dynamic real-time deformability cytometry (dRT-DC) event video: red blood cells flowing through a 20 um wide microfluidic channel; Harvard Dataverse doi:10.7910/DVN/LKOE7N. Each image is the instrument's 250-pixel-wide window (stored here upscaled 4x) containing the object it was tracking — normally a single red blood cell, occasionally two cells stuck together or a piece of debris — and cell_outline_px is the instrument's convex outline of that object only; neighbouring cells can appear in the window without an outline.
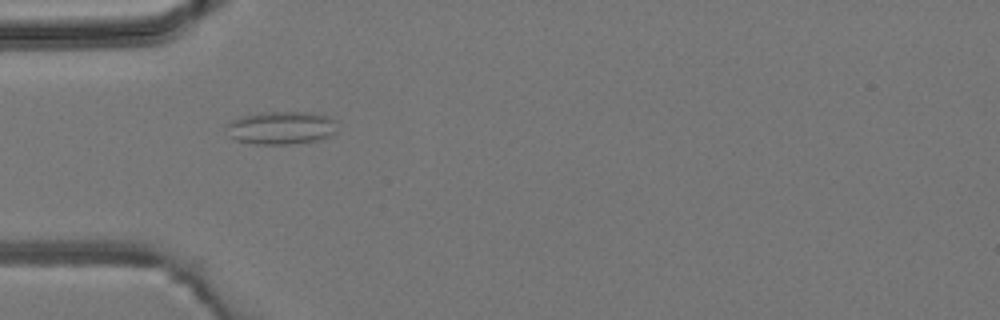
{"species": "common noctule bat (a hibernating species)", "species_latin": "Nyctalus noctula", "temperature_condition": "room temperature", "stored_images_in_passage": 7, "camera_frame_rate_fps": 3000, "um_per_image_px": 0.085, "animal": {"sex": "male", "body_mass_g": 19.2, "forearm_length_mm": 51.8}, "frame": {"image": 1, "passage_image": 5, "time_ms": 4.667, "image_size_px": [1000, 320], "cell_outline_px": [[336, 132], [328, 136], [316, 140], [288, 144], [252, 144], [236, 140], [228, 136], [224, 124], [240, 116], [260, 112], [312, 112], [336, 120]], "centroid_in_image_um": [23.83, 10.86], "position_along_channel_um": 61.2, "area_um2": 21.5}}
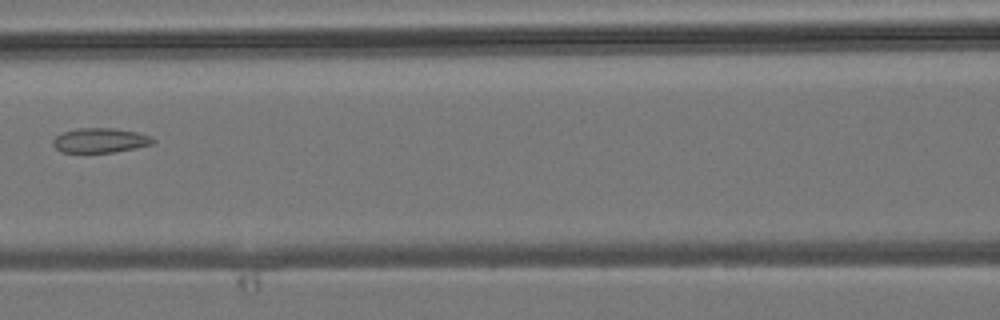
{"frame": {"image": 2, "passage_image": 7, "time_ms": 7.0, "image_size_px": [1000, 320], "cell_outline_px": [[156, 140], [152, 144], [112, 152], [60, 152], [52, 144], [52, 140], [56, 136], [64, 132], [76, 128], [112, 128], [136, 132], [152, 136]], "centroid_in_image_um": [8.49, 11.92], "position_along_channel_um": 158.1, "area_um2": 14.22}}